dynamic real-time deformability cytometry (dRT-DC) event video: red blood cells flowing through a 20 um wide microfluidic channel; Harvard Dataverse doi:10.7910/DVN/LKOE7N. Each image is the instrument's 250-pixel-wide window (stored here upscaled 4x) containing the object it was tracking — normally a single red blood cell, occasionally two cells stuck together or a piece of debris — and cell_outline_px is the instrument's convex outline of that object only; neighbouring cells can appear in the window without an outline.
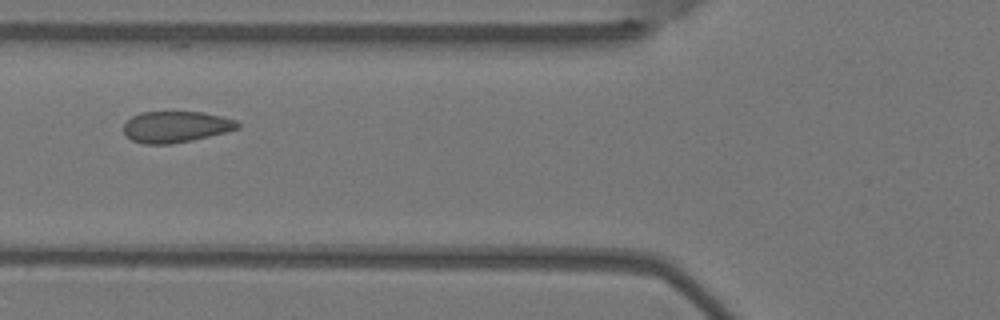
{"species": "Egyptian fruit bat (a non-hibernating species)", "species_latin": "Rousettus aegyptiacus", "temperature_condition": "warm", "stored_images_in_passage": 5, "camera_frame_rate_fps": 3000, "um_per_image_px": 0.085, "animal": {"sex": "female"}, "frame": {"image": 1, "passage_image": 4, "time_ms": 1.0, "image_size_px": [1000, 320], "cell_outline_px": [[240, 128], [192, 140], [172, 144], [144, 144], [132, 140], [124, 132], [124, 124], [132, 116], [140, 112], [204, 112], [236, 120], [240, 124]], "centroid_in_image_um": [14.94, 10.77], "position_along_channel_um": 110.9, "area_um2": 20.63}}
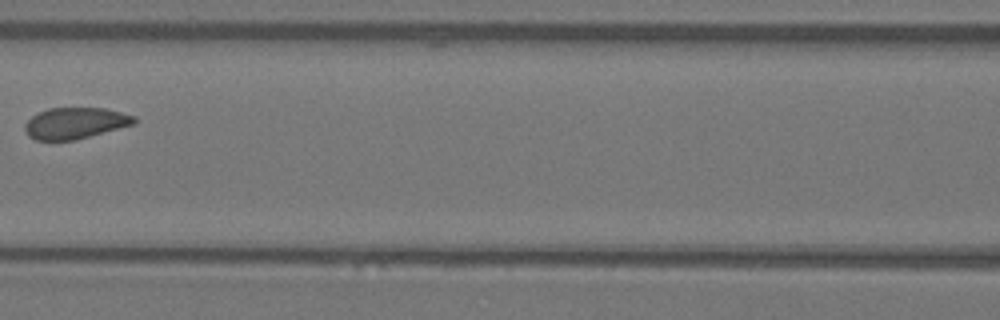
{"frame": {"image": 2, "passage_image": 5, "time_ms": 1.333, "image_size_px": [1000, 320], "cell_outline_px": [[136, 124], [76, 140], [36, 140], [28, 136], [24, 128], [24, 124], [32, 116], [48, 108], [104, 108], [136, 116]], "centroid_in_image_um": [6.41, 10.47], "position_along_channel_um": 160.2, "area_um2": 20.0}}